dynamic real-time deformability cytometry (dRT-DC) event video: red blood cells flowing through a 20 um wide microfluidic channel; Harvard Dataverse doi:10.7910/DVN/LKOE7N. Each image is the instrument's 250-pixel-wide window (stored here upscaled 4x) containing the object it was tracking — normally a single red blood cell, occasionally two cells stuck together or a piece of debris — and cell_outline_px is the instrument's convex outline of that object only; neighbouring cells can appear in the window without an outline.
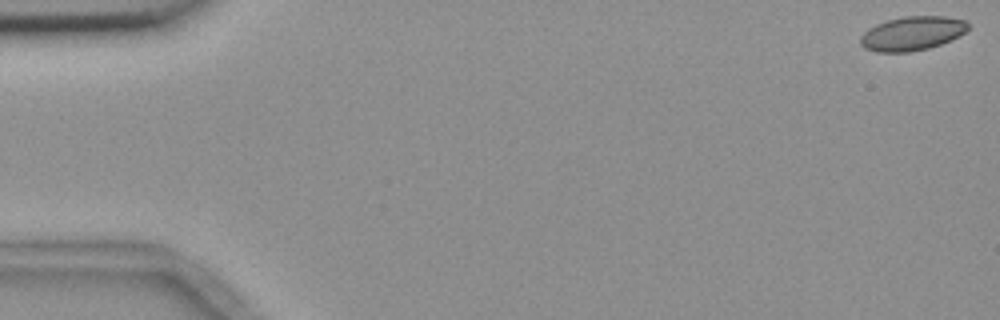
{"species": "common noctule bat (a hibernating species)", "species_latin": "Nyctalus noctula", "temperature_condition": "room temperature", "stored_images_in_passage": 56, "camera_frame_rate_fps": 3000, "um_per_image_px": 0.085, "animal": {"sex": "female", "body_mass_g": 18.4}, "frame": {"image": 1, "passage_image": 1, "time_ms": 0.0, "image_size_px": [1000, 320], "cell_outline_px": [[968, 28], [964, 32], [952, 40], [928, 48], [908, 52], [876, 52], [864, 48], [860, 44], [860, 36], [868, 28], [876, 24], [888, 20], [904, 16], [944, 16], [964, 20], [968, 24]], "centroid_in_image_um": [77.5, 2.84], "position_along_channel_um": 7.5, "area_um2": 21.33}}
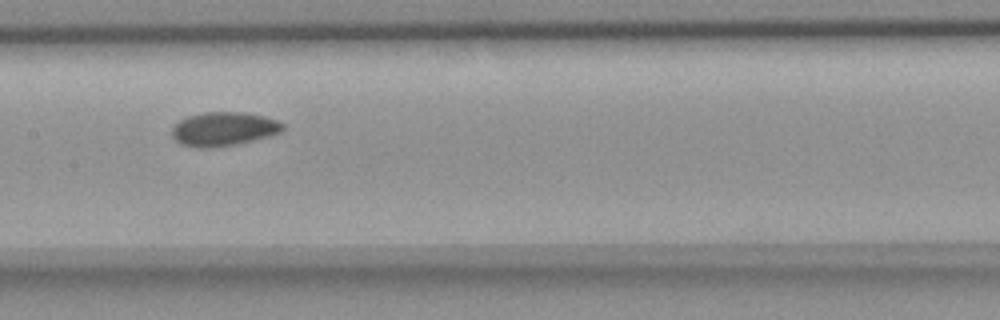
{"frame": {"image": 2, "passage_image": 28, "time_ms": 9.0, "image_size_px": [1000, 320], "cell_outline_px": [[284, 128], [280, 132], [268, 136], [236, 144], [212, 148], [196, 148], [180, 144], [172, 136], [172, 128], [180, 120], [188, 116], [204, 112], [244, 112], [264, 116], [276, 120], [284, 124]], "centroid_in_image_um": [18.99, 10.96], "position_along_channel_um": 188.4, "area_um2": 21.85}}
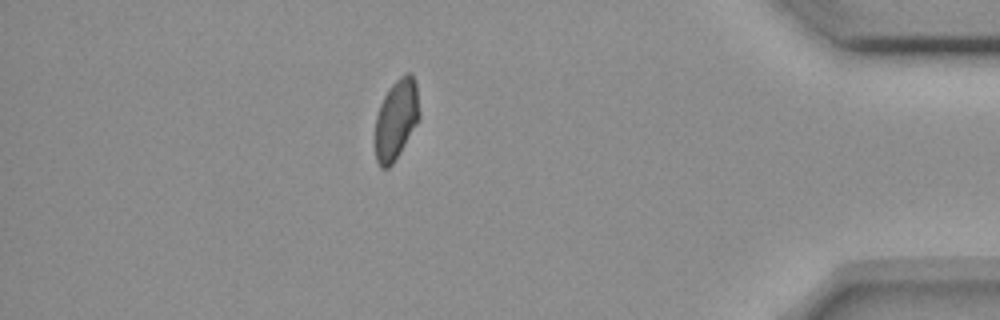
{"frame": {"image": 3, "passage_image": 49, "time_ms": 16.0, "image_size_px": [1000, 320], "cell_outline_px": [[420, 116], [416, 124], [400, 152], [392, 164], [388, 168], [380, 168], [376, 160], [376, 116], [380, 104], [388, 88], [400, 76], [408, 72], [412, 72], [416, 84], [420, 112]], "centroid_in_image_um": [33.68, 10.12], "position_along_channel_um": 401.5, "area_um2": 20.52}, "authors_computed_cell_mechanics": {"area_um2": 21.2126, "velocity_mm_per_s": 3.6325, "shape_relaxation_time_tau1_ms": 10.5519, "shape_relaxation_time_tau2_ms": 1.4743, "deformation_change_tau1": 0.1328, "deformation_change_tau2": 0.0438}}